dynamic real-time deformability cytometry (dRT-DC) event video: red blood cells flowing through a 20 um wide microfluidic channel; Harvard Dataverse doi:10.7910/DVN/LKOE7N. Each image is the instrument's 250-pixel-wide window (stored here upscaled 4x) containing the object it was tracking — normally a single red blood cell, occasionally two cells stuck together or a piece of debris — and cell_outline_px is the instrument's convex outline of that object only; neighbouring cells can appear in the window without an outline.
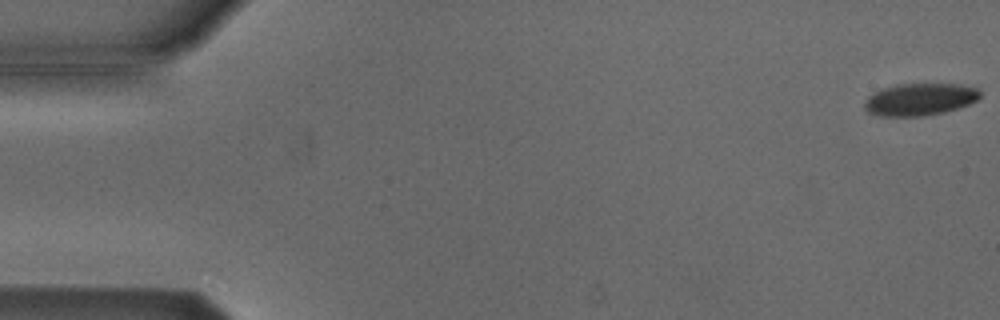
{"species": "Egyptian fruit bat (a non-hibernating species)", "species_latin": "Rousettus aegyptiacus", "temperature_condition": "cold", "stored_images_in_passage": 55, "segment_of_instrument_passage": [1, 2], "camera_frame_rate_fps": 3000, "um_per_image_px": 0.085, "animal": {"sex": "male"}, "frame": {"image": 1, "passage_image": 1, "time_ms": 0.0, "image_size_px": [1000, 320], "cell_outline_px": [[980, 96], [976, 100], [968, 104], [944, 112], [924, 116], [880, 116], [868, 112], [864, 108], [864, 104], [868, 96], [884, 88], [896, 84], [956, 84], [976, 88], [980, 92]], "centroid_in_image_um": [78.16, 8.45], "position_along_channel_um": 6.8, "area_um2": 21.44}}
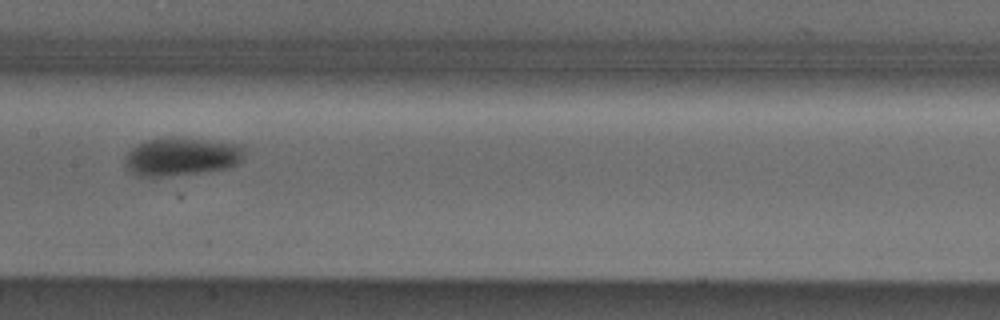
{"frame": {"image": 2, "passage_image": 27, "time_ms": 8.667, "image_size_px": [1000, 320], "cell_outline_px": [[244, 156], [236, 164], [228, 168], [152, 180], [140, 176], [132, 172], [124, 164], [124, 156], [136, 144], [148, 140], [172, 136], [244, 144]], "centroid_in_image_um": [15.4, 13.33], "position_along_channel_um": 192.0, "area_um2": 27.51}}
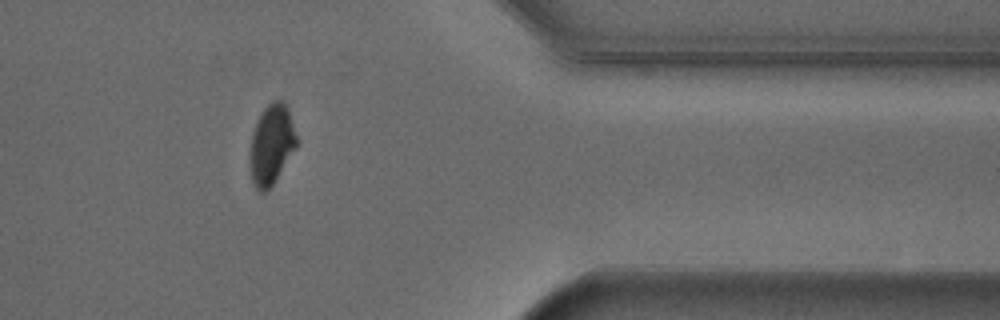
{"frame": {"image": 3, "passage_image": 44, "time_ms": 14.333, "image_size_px": [1000, 320], "cell_outline_px": [[296, 148], [272, 184], [264, 192], [260, 192], [252, 184], [248, 168], [248, 152], [252, 132], [264, 108], [272, 100], [280, 100], [288, 108], [296, 136]], "centroid_in_image_um": [23.02, 12.32], "position_along_channel_um": 388.4, "area_um2": 21.79}}